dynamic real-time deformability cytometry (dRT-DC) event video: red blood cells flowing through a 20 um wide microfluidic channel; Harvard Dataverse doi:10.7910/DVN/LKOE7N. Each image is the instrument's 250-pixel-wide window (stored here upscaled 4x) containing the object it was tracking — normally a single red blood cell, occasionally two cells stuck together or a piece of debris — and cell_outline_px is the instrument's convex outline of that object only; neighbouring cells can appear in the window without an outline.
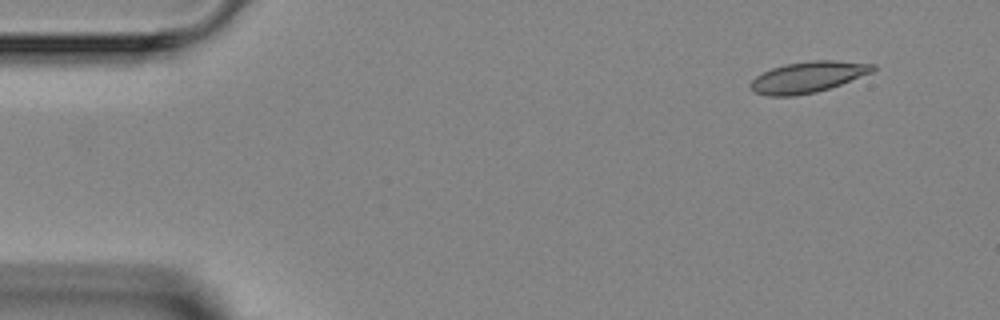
{"species": "Egyptian fruit bat (a non-hibernating species)", "species_latin": "Rousettus aegyptiacus", "temperature_condition": "room temperature", "stored_images_in_passage": 3, "camera_frame_rate_fps": 3000, "um_per_image_px": 0.085, "animal": {"sex": "female"}, "frame": {"image": 1, "passage_image": 1, "time_ms": 0.0, "image_size_px": [1000, 320], "cell_outline_px": [[876, 68], [872, 72], [840, 84], [816, 92], [792, 96], [768, 96], [756, 92], [748, 84], [756, 76], [772, 68], [784, 64], [808, 60], [832, 60], [876, 64]], "centroid_in_image_um": [68.66, 6.54], "position_along_channel_um": 16.3, "area_um2": 21.96}}